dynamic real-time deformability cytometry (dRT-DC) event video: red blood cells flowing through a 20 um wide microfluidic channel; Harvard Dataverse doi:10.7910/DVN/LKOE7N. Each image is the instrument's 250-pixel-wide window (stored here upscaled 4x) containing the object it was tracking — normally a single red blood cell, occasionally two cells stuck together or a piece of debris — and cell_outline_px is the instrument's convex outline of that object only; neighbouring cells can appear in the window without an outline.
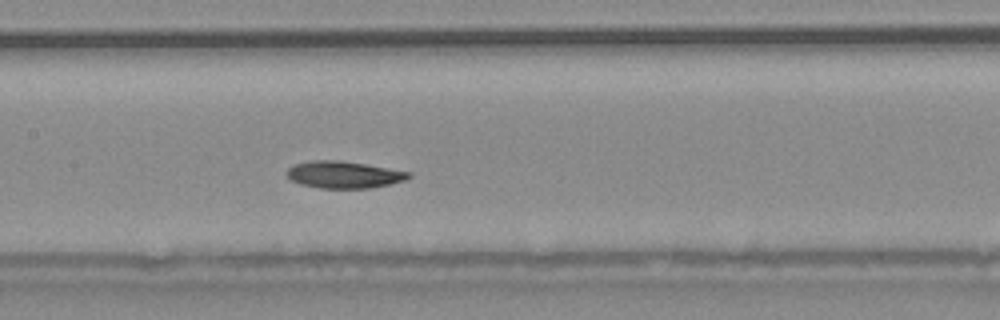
{"species": "common noctule bat (a hibernating species)", "species_latin": "Nyctalus noctula", "temperature_condition": "warm", "stored_images_in_passage": 50, "camera_frame_rate_fps": 3000, "um_per_image_px": 0.085, "animal": {"sex": "male", "body_mass_g": 20.4}, "frame": {"image": 1, "passage_image": 22, "time_ms": 7.0, "image_size_px": [1000, 320], "cell_outline_px": [[412, 176], [404, 180], [372, 188], [320, 188], [300, 184], [292, 180], [284, 172], [292, 164], [312, 160], [340, 160], [412, 172]], "centroid_in_image_um": [29.19, 14.84], "position_along_channel_um": 178.2, "area_um2": 19.19}, "authors_computed_cell_mechanics": {"area_um2": 19.2185, "velocity_mm_per_s": 3.8, "shape_relaxation_time_tau1_ms": 7.9262, "shape_relaxation_time_tau2_ms": null, "deformation_change_tau1": 0.1557, "deformation_change_tau2": null}}